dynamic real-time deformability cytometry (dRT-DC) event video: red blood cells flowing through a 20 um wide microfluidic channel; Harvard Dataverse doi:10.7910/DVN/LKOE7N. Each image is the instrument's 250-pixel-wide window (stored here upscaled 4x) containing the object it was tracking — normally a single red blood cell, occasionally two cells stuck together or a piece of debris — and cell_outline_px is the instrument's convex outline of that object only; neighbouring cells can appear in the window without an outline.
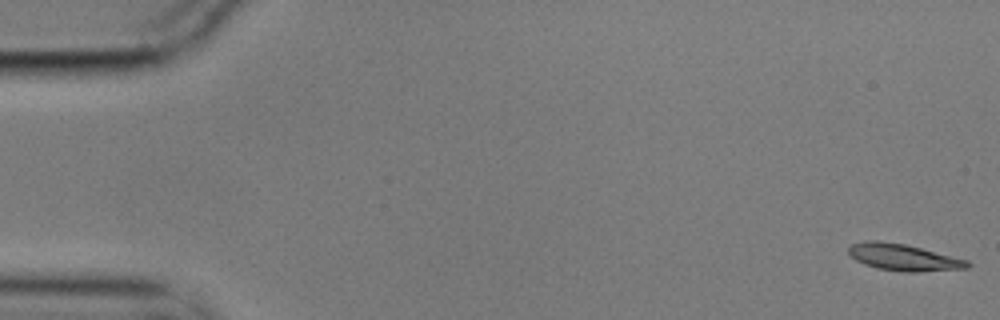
{"species": "common noctule bat (a hibernating species)", "species_latin": "Nyctalus noctula", "temperature_condition": "cold", "stored_images_in_passage": 56, "camera_frame_rate_fps": 3000, "um_per_image_px": 0.085, "animal": {"sex": "male", "body_mass_g": 17.9}, "frame": {"image": 1, "passage_image": 1, "time_ms": 0.0, "image_size_px": [1000, 320], "cell_outline_px": [[972, 264], [968, 268], [916, 272], [900, 272], [876, 268], [864, 264], [856, 260], [848, 252], [848, 248], [852, 244], [864, 240], [880, 240], [904, 244], [968, 260]], "centroid_in_image_um": [76.78, 21.87], "position_along_channel_um": 8.2, "area_um2": 18.5}}
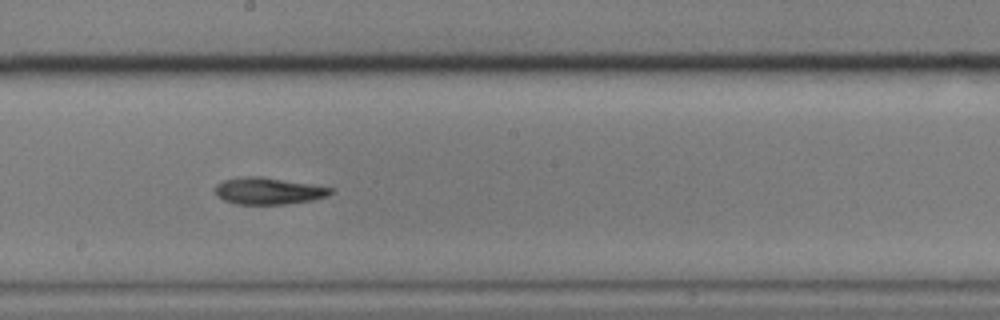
{"frame": {"image": 2, "passage_image": 31, "time_ms": 10.0, "image_size_px": [1000, 320], "cell_outline_px": [[336, 192], [328, 196], [312, 200], [288, 204], [236, 204], [224, 200], [216, 196], [216, 184], [224, 180], [244, 176], [260, 176], [312, 184], [336, 188]], "centroid_in_image_um": [22.88, 16.23], "position_along_channel_um": 225.3, "area_um2": 18.26}}
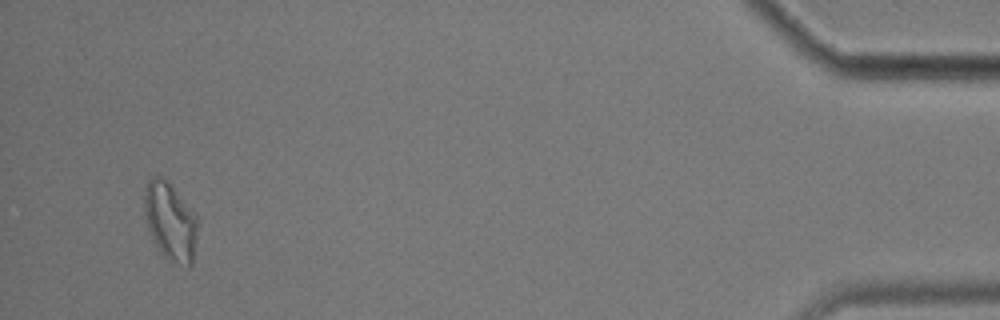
{"frame": {"image": 3, "passage_image": 54, "time_ms": 17.667, "image_size_px": [1000, 320], "cell_outline_px": [[200, 224], [192, 264], [188, 264], [168, 260], [160, 252], [148, 228], [144, 216], [144, 196], [148, 176], [160, 176], [168, 180], [200, 216]], "centroid_in_image_um": [14.52, 18.74], "position_along_channel_um": 420.7, "area_um2": 24.91}, "authors_computed_cell_mechanics": {"area_um2": 18.3515, "velocity_mm_per_s": 3.5251, "shape_relaxation_time_tau1_ms": 7.0714, "shape_relaxation_time_tau2_ms": 11.013, "deformation_change_tau1": 0.1672, "deformation_change_tau2": 0.1992}}